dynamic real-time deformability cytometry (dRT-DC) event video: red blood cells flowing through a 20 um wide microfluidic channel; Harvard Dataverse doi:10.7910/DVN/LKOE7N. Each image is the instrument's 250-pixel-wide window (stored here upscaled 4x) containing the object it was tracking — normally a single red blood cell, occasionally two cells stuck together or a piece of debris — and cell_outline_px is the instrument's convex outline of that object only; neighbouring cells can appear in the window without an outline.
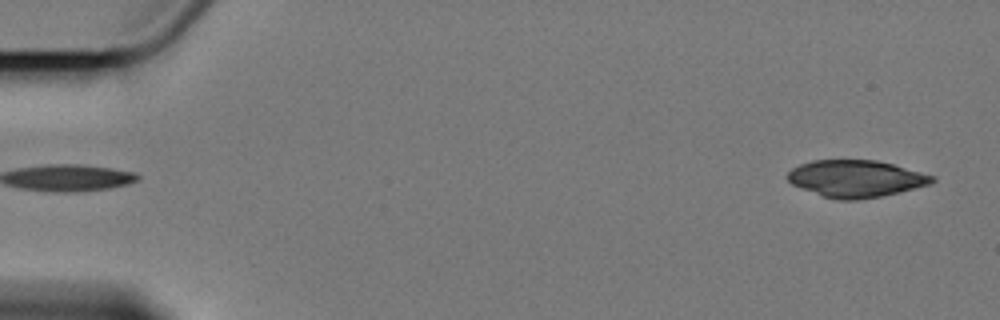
{"species": "Egyptian fruit bat (a non-hibernating species)", "species_latin": "Rousettus aegyptiacus", "temperature_condition": "cold", "stored_images_in_passage": 2, "segment_of_instrument_passage": [2, 2], "camera_frame_rate_fps": 3000, "um_per_image_px": 0.085, "animal": {"sex": "female"}, "frame": {"image": 1, "passage_image": 2, "time_ms": 1.333, "image_size_px": [1000, 320], "cell_outline_px": [[936, 180], [932, 184], [900, 192], [880, 196], [856, 200], [836, 200], [800, 188], [792, 184], [784, 176], [792, 168], [800, 164], [812, 160], [876, 160], [892, 164], [936, 176]], "centroid_in_image_um": [72.75, 15.18], "position_along_channel_um": 12.3, "area_um2": 31.27}}